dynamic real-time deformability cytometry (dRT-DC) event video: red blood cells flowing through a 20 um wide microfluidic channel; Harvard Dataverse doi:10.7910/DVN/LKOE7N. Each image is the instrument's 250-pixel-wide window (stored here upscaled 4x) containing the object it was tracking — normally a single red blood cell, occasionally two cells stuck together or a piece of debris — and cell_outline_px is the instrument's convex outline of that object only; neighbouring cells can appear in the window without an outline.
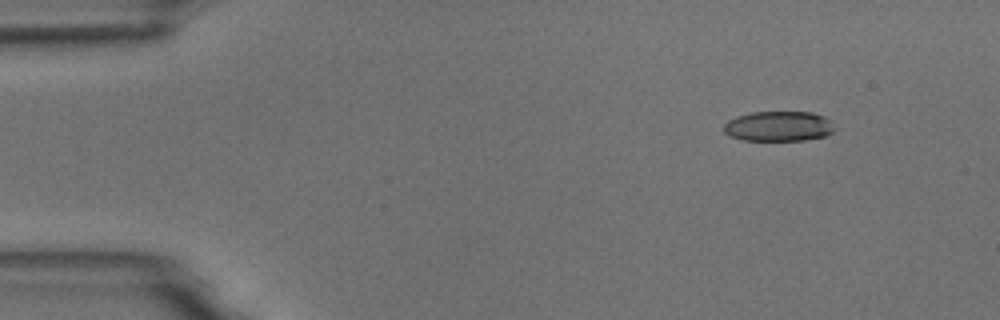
{"species": "common noctule bat (a hibernating species)", "species_latin": "Nyctalus noctula", "temperature_condition": "room temperature", "stored_images_in_passage": 4, "camera_frame_rate_fps": 3000, "um_per_image_px": 0.085, "animal": {"sex": "male", "body_mass_g": 18.8}, "frame": {"image": 1, "passage_image": 1, "time_ms": 0.0, "image_size_px": [1000, 320], "cell_outline_px": [[836, 128], [832, 132], [824, 136], [804, 140], [744, 140], [728, 136], [724, 132], [724, 124], [728, 120], [736, 116], [752, 112], [812, 112], [824, 116]], "centroid_in_image_um": [66.16, 10.73], "position_along_channel_um": 18.8, "area_um2": 19.42}}
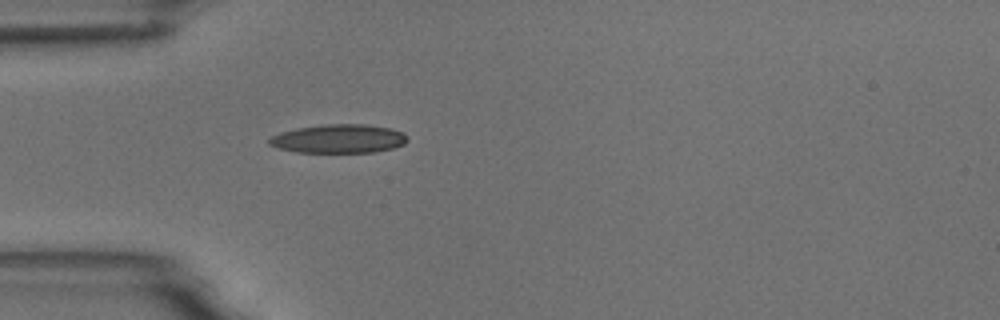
{"frame": {"image": 2, "passage_image": 4, "time_ms": 3.333, "image_size_px": [1000, 320], "cell_outline_px": [[408, 140], [404, 144], [392, 148], [376, 152], [296, 152], [276, 148], [268, 144], [268, 140], [272, 136], [280, 132], [296, 128], [324, 124], [364, 124], [392, 128], [404, 132], [408, 136]], "centroid_in_image_um": [28.8, 11.79], "position_along_channel_um": 56.2, "area_um2": 23.35}}